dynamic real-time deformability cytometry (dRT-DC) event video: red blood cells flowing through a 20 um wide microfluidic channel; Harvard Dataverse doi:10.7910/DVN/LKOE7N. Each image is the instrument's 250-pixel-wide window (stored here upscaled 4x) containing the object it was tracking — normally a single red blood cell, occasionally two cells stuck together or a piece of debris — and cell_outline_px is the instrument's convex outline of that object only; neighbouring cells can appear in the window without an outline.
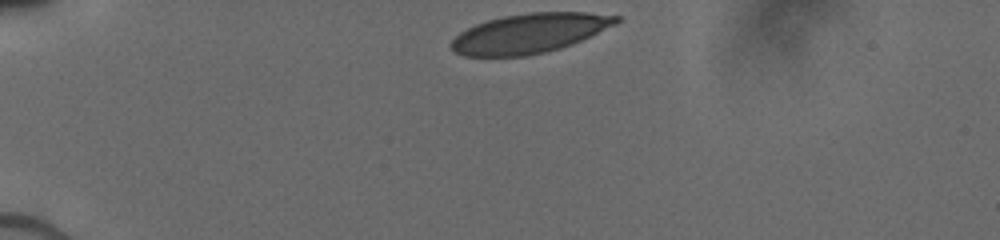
{"species": "human", "species_latin": "Homo sapiens", "temperature_condition": "cold", "stored_images_in_passage": 32, "camera_frame_rate_fps": 3000, "um_per_image_px": 0.085, "donor": {"sex": "male"}, "frame": {"image": 1, "passage_image": 1, "time_ms": 0.0, "image_size_px": [1000, 240], "cell_outline_px": [[620, 20], [616, 24], [572, 44], [560, 48], [544, 52], [524, 56], [464, 56], [456, 52], [452, 48], [452, 40], [460, 32], [476, 24], [488, 20], [504, 16], [528, 12], [584, 12], [620, 16]], "centroid_in_image_um": [45.02, 2.82], "position_along_channel_um": 40.0, "area_um2": 37.63}}
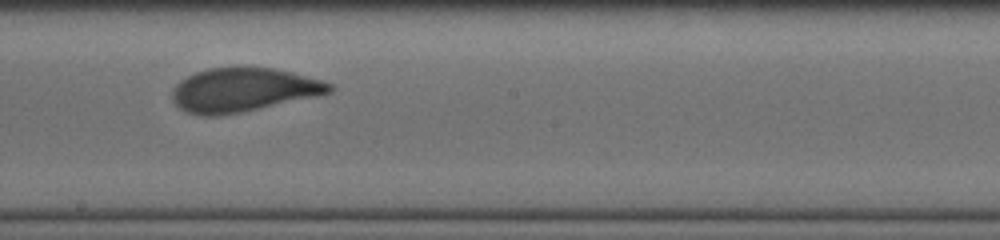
{"frame": {"image": 2, "passage_image": 19, "time_ms": 6.0, "image_size_px": [1000, 240], "cell_outline_px": [[336, 88], [332, 92], [316, 96], [240, 112], [216, 116], [200, 116], [184, 112], [172, 100], [172, 88], [180, 80], [196, 72], [208, 68], [276, 68], [292, 72], [320, 80], [332, 84]], "centroid_in_image_um": [20.65, 7.65], "position_along_channel_um": 227.6, "area_um2": 39.94}}
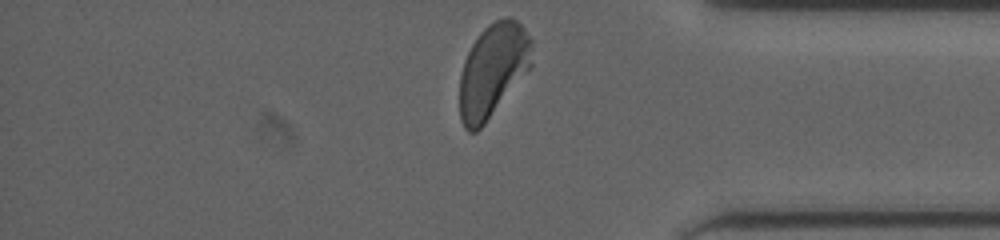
{"frame": {"image": 3, "passage_image": 32, "time_ms": 10.333, "image_size_px": [1000, 240], "cell_outline_px": [[532, 68], [484, 124], [476, 132], [468, 132], [464, 128], [460, 120], [460, 76], [464, 60], [472, 44], [480, 32], [488, 24], [504, 16], [512, 16], [524, 28], [532, 40]], "centroid_in_image_um": [41.91, 5.96], "position_along_channel_um": 393.3, "area_um2": 39.77}}